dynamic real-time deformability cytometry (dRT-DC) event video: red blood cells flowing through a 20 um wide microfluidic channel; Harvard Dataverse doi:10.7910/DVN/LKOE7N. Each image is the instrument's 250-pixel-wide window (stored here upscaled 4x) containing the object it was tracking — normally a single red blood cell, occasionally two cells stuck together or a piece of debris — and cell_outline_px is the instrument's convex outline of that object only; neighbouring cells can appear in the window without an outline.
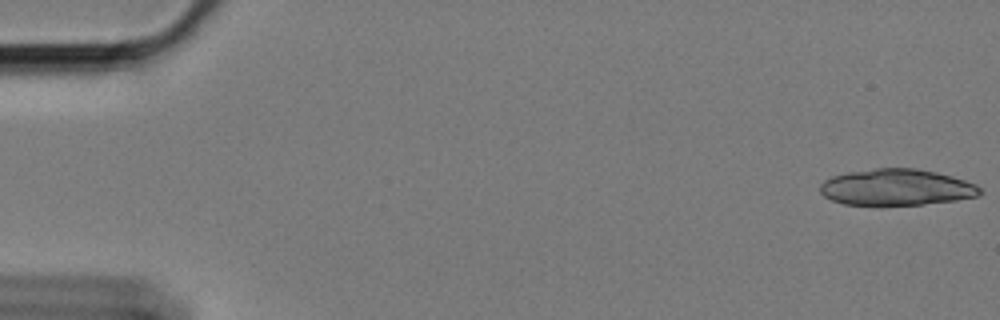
{"species": "Egyptian fruit bat (a non-hibernating species)", "species_latin": "Rousettus aegyptiacus", "temperature_condition": "cold", "stored_images_in_passage": 30, "segment_of_instrument_passage": [1, 2], "camera_frame_rate_fps": 3000, "um_per_image_px": 0.085, "animal": {"sex": "female"}, "frame": {"image": 1, "passage_image": 1, "time_ms": 0.0, "image_size_px": [1000, 320], "cell_outline_px": [[984, 192], [976, 196], [956, 200], [924, 204], [880, 208], [844, 204], [832, 200], [824, 196], [820, 192], [820, 184], [824, 180], [832, 176], [848, 172], [876, 168], [916, 168], [936, 172], [952, 176], [976, 184]], "centroid_in_image_um": [76.17, 15.96], "position_along_channel_um": 8.8, "area_um2": 34.8}}